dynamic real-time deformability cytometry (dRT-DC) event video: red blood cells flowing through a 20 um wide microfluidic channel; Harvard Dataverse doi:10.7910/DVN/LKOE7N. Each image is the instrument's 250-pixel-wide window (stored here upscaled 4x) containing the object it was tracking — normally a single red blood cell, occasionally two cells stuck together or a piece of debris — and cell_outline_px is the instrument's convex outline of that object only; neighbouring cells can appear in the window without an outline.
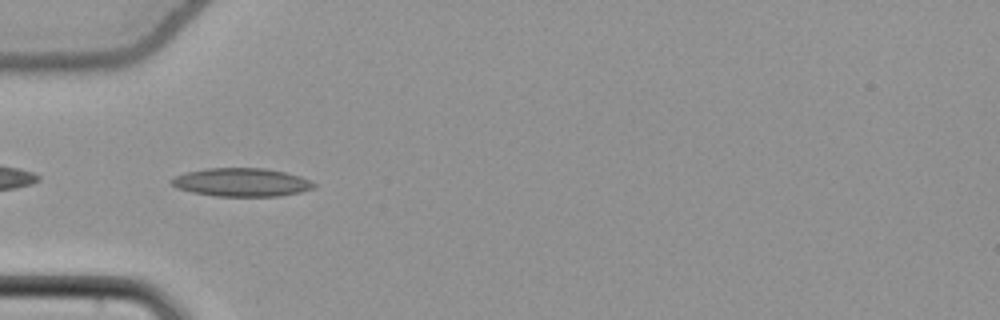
{"species": "common noctule bat (a hibernating species)", "species_latin": "Nyctalus noctula", "temperature_condition": "cold", "stored_images_in_passage": 38, "camera_frame_rate_fps": 3000, "um_per_image_px": 0.085, "animal": {"sex": "female", "body_mass_g": 22.7, "forearm_length_mm": 54.2}, "frame": {"image": 1, "passage_image": 2, "time_ms": 0.333, "image_size_px": [1000, 320], "cell_outline_px": [[316, 188], [300, 192], [280, 196], [216, 196], [192, 192], [176, 188], [168, 180], [176, 176], [188, 172], [204, 168], [264, 168], [284, 172], [300, 176], [316, 184]], "centroid_in_image_um": [20.53, 15.5], "position_along_channel_um": 64.5, "area_um2": 23.52}}
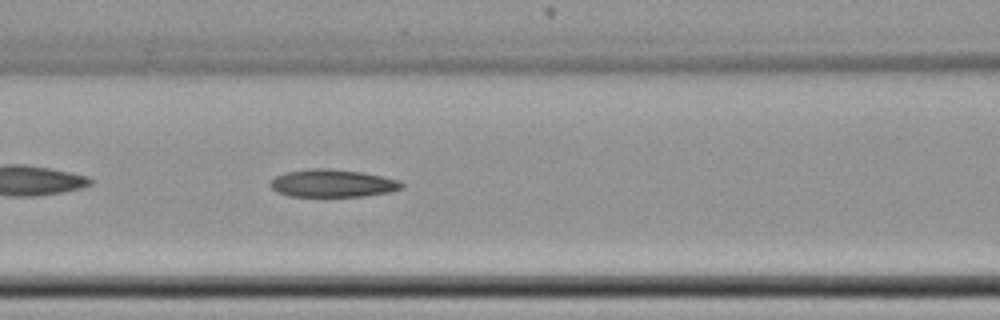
{"frame": {"image": 2, "passage_image": 8, "time_ms": 2.333, "image_size_px": [1000, 320], "cell_outline_px": [[404, 188], [392, 192], [364, 196], [288, 196], [276, 192], [268, 184], [276, 176], [284, 172], [308, 168], [332, 168], [360, 172], [400, 180], [404, 184]], "centroid_in_image_um": [28.26, 15.57], "position_along_channel_um": 138.3, "area_um2": 21.44}}
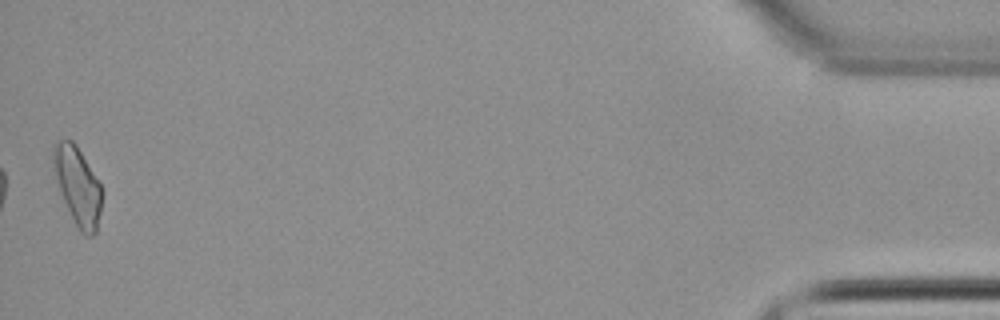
{"frame": {"image": 3, "passage_image": 38, "time_ms": 12.333, "image_size_px": [1000, 320], "cell_outline_px": [[104, 192], [96, 232], [92, 236], [84, 236], [80, 232], [60, 192], [52, 160], [52, 144], [56, 140], [72, 140], [76, 144], [104, 188]], "centroid_in_image_um": [6.63, 15.78], "position_along_channel_um": 428.6, "area_um2": 22.25}, "authors_computed_cell_mechanics": {"area_um2": 21.386, "velocity_mm_per_s": 3.8323, "shape_relaxation_time_tau1_ms": 8.1293, "shape_relaxation_time_tau2_ms": 9.359, "deformation_change_tau1": 0.1405, "deformation_change_tau2": 0.1805}}